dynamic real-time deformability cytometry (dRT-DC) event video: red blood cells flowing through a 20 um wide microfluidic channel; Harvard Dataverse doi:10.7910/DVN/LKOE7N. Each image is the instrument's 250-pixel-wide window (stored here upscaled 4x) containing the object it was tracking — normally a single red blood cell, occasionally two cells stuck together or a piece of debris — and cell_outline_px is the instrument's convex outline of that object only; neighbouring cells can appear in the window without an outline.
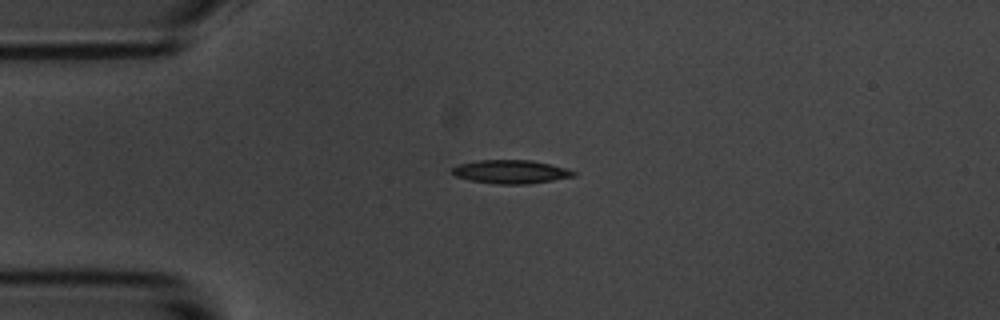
{"species": "common noctule bat (a hibernating species)", "species_latin": "Nyctalus noctula", "temperature_condition": "room temperature", "stored_images_in_passage": 2, "camera_frame_rate_fps": 3000, "um_per_image_px": 0.085, "animal": {"sex": "male", "body_mass_g": 20.1, "forearm_length_mm": 53.5}, "frame": {"image": 1, "passage_image": 1, "time_ms": 0.0, "image_size_px": [1000, 320], "cell_outline_px": [[576, 176], [528, 184], [496, 184], [472, 180], [456, 176], [452, 172], [452, 168], [456, 164], [480, 160], [532, 160], [568, 168], [576, 172]], "centroid_in_image_um": [43.44, 14.59], "position_along_channel_um": 41.6, "area_um2": 16.65}}